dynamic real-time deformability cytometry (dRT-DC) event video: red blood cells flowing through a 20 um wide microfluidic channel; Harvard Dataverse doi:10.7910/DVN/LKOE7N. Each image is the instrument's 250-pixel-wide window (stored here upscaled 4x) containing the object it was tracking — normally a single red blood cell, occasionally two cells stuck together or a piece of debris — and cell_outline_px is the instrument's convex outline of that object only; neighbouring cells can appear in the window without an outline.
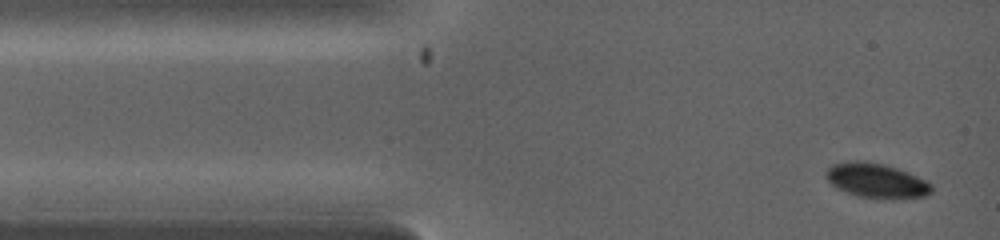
{"species": "common noctule bat (a hibernating species)", "species_latin": "Nyctalus noctula", "temperature_condition": "warm", "stored_images_in_passage": 10, "camera_frame_rate_fps": 5000, "um_per_image_px": 0.085, "animal": {"sex": "female", "body_mass_g": 19.0, "forearm_length_mm": 53.3}, "frame": {"image": 1, "passage_image": 1, "time_ms": 0.0, "image_size_px": [1000, 240], "cell_outline_px": [[932, 192], [924, 196], [892, 200], [856, 196], [836, 188], [824, 176], [824, 172], [832, 164], [848, 160], [864, 160], [896, 168], [908, 172], [932, 184]], "centroid_in_image_um": [74.46, 15.36], "position_along_channel_um": 10.5, "area_um2": 21.56}}
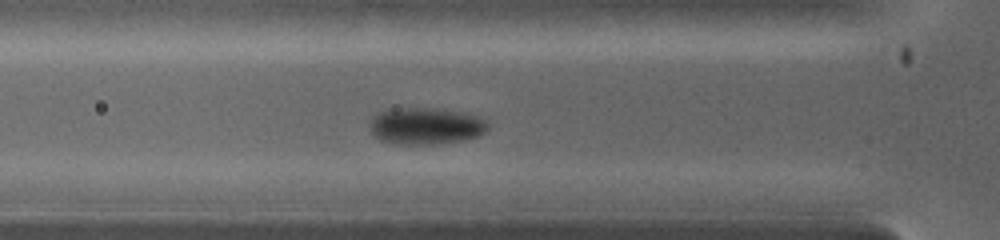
{"frame": {"image": 2, "passage_image": 7, "time_ms": 2.4, "image_size_px": [1000, 240], "cell_outline_px": [[488, 128], [480, 136], [464, 140], [432, 144], [404, 144], [380, 140], [372, 132], [368, 124], [372, 116], [388, 108], [432, 108], [460, 112], [476, 116], [484, 120], [488, 124]], "centroid_in_image_um": [36.16, 10.7], "position_along_channel_um": 89.6, "area_um2": 25.2}}
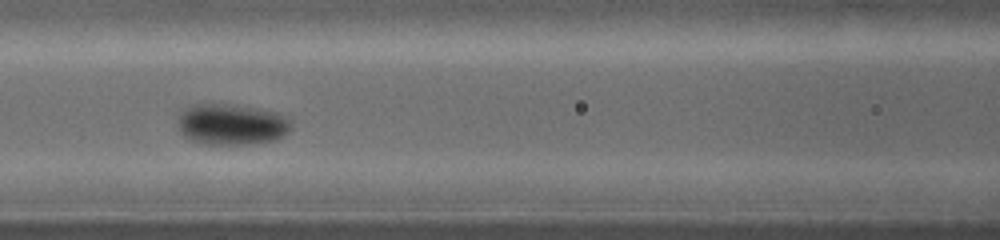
{"frame": {"image": 3, "passage_image": 9, "time_ms": 3.4, "image_size_px": [1000, 240], "cell_outline_px": [[292, 128], [284, 136], [276, 140], [256, 144], [204, 144], [192, 140], [184, 136], [180, 132], [176, 124], [180, 112], [184, 108], [192, 104], [232, 104], [256, 108], [276, 112], [288, 116], [292, 120]], "centroid_in_image_um": [19.7, 10.57], "position_along_channel_um": 146.9, "area_um2": 27.74}}